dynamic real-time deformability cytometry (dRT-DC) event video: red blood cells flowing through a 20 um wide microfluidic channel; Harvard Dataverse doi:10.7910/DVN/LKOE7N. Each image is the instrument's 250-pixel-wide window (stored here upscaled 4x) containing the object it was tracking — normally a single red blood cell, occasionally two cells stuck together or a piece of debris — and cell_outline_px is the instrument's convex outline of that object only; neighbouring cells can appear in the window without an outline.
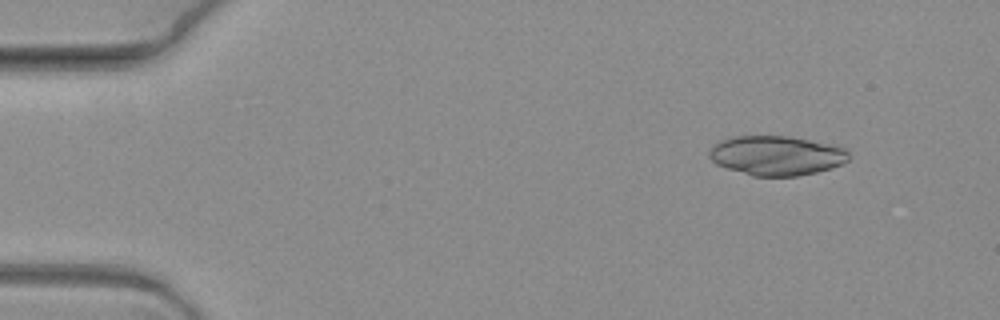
{"species": "common noctule bat (a hibernating species)", "species_latin": "Nyctalus noctula", "temperature_condition": "warm", "stored_images_in_passage": 5, "camera_frame_rate_fps": 3000, "um_per_image_px": 0.085, "animal": {"sex": "female", "body_mass_g": 19.3, "forearm_length_mm": 54.1}, "frame": {"image": 1, "passage_image": 1, "time_ms": 0.0, "image_size_px": [1000, 320], "cell_outline_px": [[848, 160], [832, 168], [816, 172], [796, 176], [752, 176], [716, 164], [708, 156], [708, 152], [720, 140], [732, 136], [788, 136], [808, 140], [844, 148], [848, 152]], "centroid_in_image_um": [65.96, 13.22], "position_along_channel_um": 19.0, "area_um2": 31.79}}